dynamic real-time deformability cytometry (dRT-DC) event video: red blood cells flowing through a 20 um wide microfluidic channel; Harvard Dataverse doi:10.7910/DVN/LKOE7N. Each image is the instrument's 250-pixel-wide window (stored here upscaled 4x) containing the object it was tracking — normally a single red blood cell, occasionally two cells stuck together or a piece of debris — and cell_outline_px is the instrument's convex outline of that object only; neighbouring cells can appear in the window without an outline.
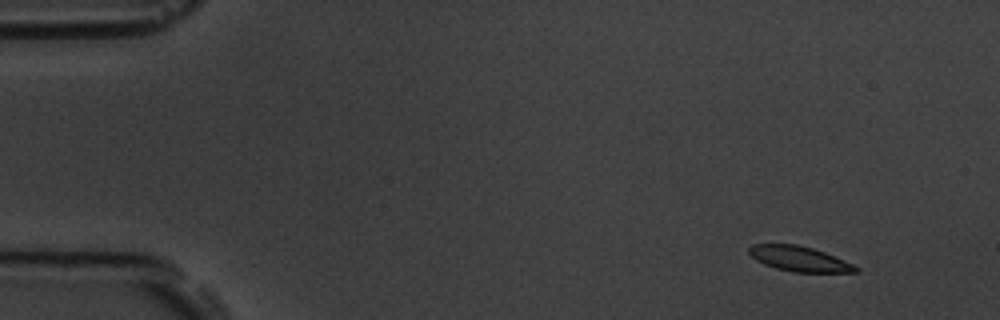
{"species": "common noctule bat (a hibernating species)", "species_latin": "Nyctalus noctula", "temperature_condition": "room temperature", "stored_images_in_passage": 9, "camera_frame_rate_fps": 3000, "um_per_image_px": 0.085, "animal": {"sex": "male", "body_mass_g": 19.5, "forearm_length_mm": 54.6}, "frame": {"image": 1, "passage_image": 1, "time_ms": 0.0, "image_size_px": [1000, 320], "cell_outline_px": [[860, 272], [792, 272], [776, 268], [764, 264], [756, 260], [748, 252], [748, 248], [752, 244], [796, 244], [812, 248], [824, 252], [852, 264], [860, 268]], "centroid_in_image_um": [67.92, 22.0], "position_along_channel_um": 17.1, "area_um2": 15.49}}
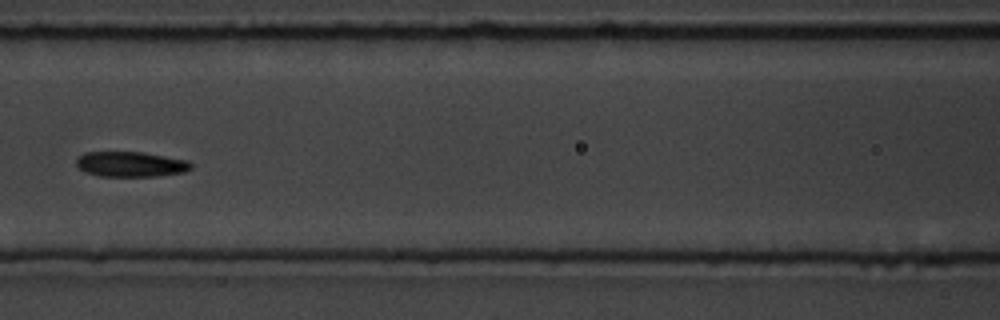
{"frame": {"image": 2, "passage_image": 7, "time_ms": 7.0, "image_size_px": [1000, 320], "cell_outline_px": [[192, 168], [184, 172], [156, 176], [100, 176], [84, 172], [76, 164], [76, 156], [84, 152], [144, 152], [188, 160], [192, 164]], "centroid_in_image_um": [11.09, 13.95], "position_along_channel_um": 155.5, "area_um2": 16.99}}
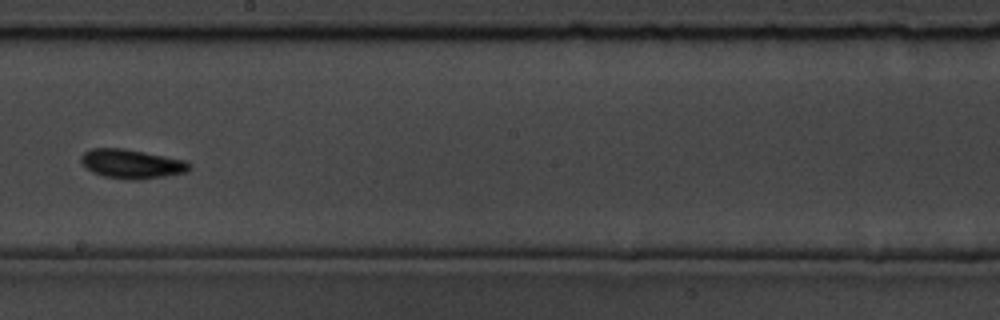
{"frame": {"image": 3, "passage_image": 9, "time_ms": 9.333, "image_size_px": [1000, 320], "cell_outline_px": [[192, 168], [188, 172], [140, 180], [132, 180], [104, 176], [92, 172], [80, 160], [80, 156], [84, 152], [92, 148], [124, 148], [188, 160], [192, 164]], "centroid_in_image_um": [11.26, 13.92], "position_along_channel_um": 236.9, "area_um2": 18.61}}